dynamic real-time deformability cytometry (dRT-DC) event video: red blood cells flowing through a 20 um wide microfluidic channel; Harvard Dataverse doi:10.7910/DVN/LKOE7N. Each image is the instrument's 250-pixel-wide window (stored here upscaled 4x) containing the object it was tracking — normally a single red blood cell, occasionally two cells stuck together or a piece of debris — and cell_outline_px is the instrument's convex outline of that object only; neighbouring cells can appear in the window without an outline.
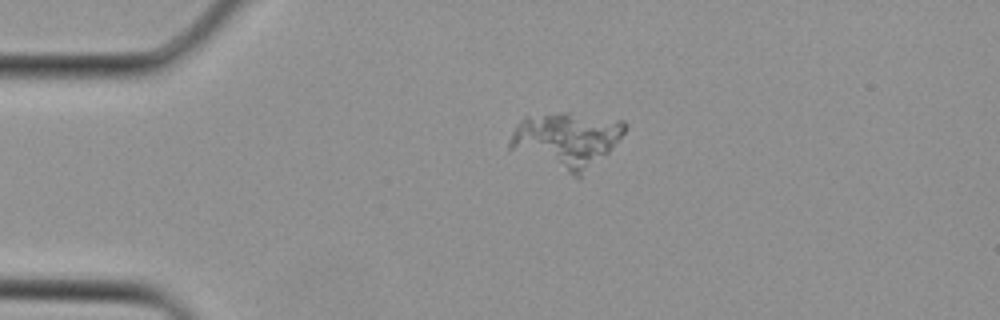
{"species": "Egyptian fruit bat (a non-hibernating species)", "species_latin": "Rousettus aegyptiacus", "temperature_condition": "cold", "stored_images_in_passage": 2, "camera_frame_rate_fps": 3000, "um_per_image_px": 0.085, "animal": {"sex": "female"}, "frame": {"image": 1, "passage_image": 1, "time_ms": 0.0, "image_size_px": [1000, 320], "cell_outline_px": [[628, 128], [608, 152], [580, 180], [508, 148], [508, 144], [512, 132], [524, 116], [564, 112], [568, 112], [624, 120], [628, 124]], "centroid_in_image_um": [48.18, 11.92], "position_along_channel_um": 36.8, "area_um2": 37.74}}